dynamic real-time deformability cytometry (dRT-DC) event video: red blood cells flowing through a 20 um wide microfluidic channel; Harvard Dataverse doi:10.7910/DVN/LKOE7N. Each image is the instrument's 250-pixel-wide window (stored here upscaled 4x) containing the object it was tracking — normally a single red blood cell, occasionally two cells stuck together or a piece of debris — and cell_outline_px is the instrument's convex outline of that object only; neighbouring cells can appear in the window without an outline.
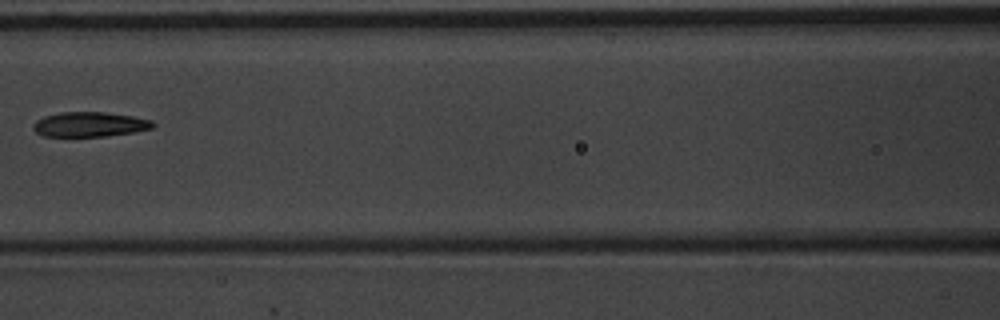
{"species": "common noctule bat (a hibernating species)", "species_latin": "Nyctalus noctula", "temperature_condition": "warm", "stored_images_in_passage": 4, "camera_frame_rate_fps": 3000, "um_per_image_px": 0.085, "animal": {"sex": "male", "body_mass_g": 20.1, "forearm_length_mm": 53.5}, "frame": {"image": 1, "passage_image": 4, "time_ms": 1.0, "image_size_px": [1000, 320], "cell_outline_px": [[156, 124], [152, 128], [132, 132], [104, 136], [44, 136], [36, 132], [32, 128], [32, 124], [36, 120], [44, 116], [60, 112], [104, 112], [132, 116], [152, 120]], "centroid_in_image_um": [7.6, 10.56], "position_along_channel_um": 159.0, "area_um2": 17.22}}